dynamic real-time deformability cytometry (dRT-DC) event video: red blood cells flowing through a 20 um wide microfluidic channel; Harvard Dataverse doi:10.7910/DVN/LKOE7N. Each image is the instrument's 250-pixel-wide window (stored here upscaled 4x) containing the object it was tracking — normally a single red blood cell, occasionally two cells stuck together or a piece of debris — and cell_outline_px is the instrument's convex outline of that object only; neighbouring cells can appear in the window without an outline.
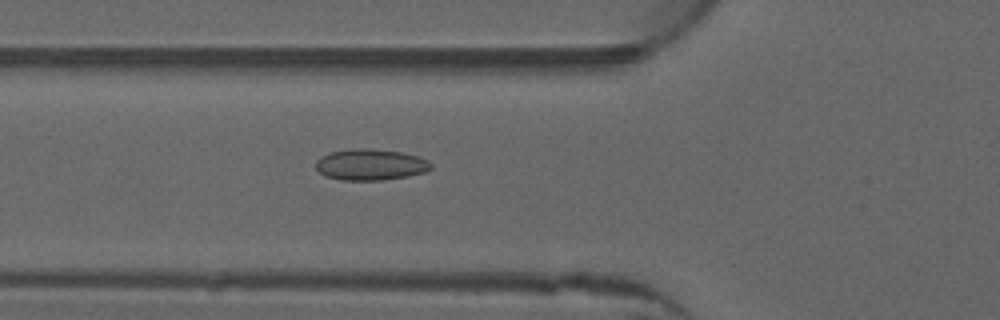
{"species": "common noctule bat (a hibernating species)", "species_latin": "Nyctalus noctula", "temperature_condition": "warm", "stored_images_in_passage": 43, "camera_frame_rate_fps": 3000, "um_per_image_px": 0.085, "animal": {"sex": "male", "forearm_length_mm": 52.5}, "frame": {"image": 1, "passage_image": 10, "time_ms": 3.0, "image_size_px": [1000, 320], "cell_outline_px": [[432, 168], [424, 172], [408, 176], [380, 180], [340, 180], [324, 176], [316, 168], [316, 160], [320, 156], [328, 152], [356, 148], [368, 148], [400, 152], [416, 156], [428, 160], [432, 164]], "centroid_in_image_um": [31.45, 13.99], "position_along_channel_um": 94.3, "area_um2": 20.98}}
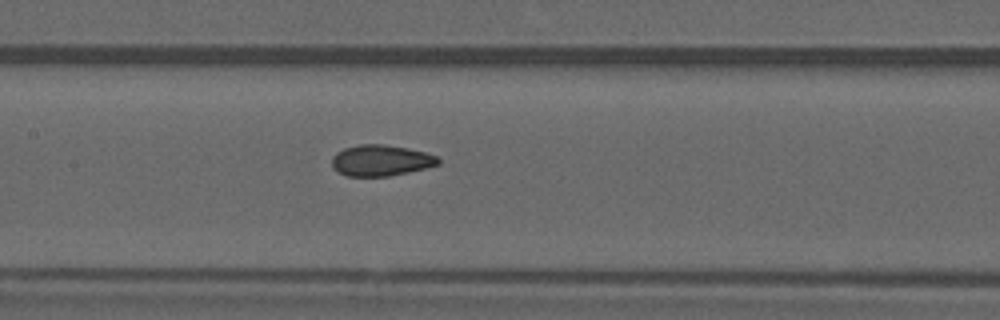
{"frame": {"image": 2, "passage_image": 16, "time_ms": 5.0, "image_size_px": [1000, 320], "cell_outline_px": [[440, 164], [408, 172], [388, 176], [348, 176], [332, 168], [332, 156], [336, 152], [344, 148], [360, 144], [384, 144], [408, 148], [424, 152], [436, 156], [440, 160]], "centroid_in_image_um": [32.35, 13.63], "position_along_channel_um": 175.0, "area_um2": 19.19}}
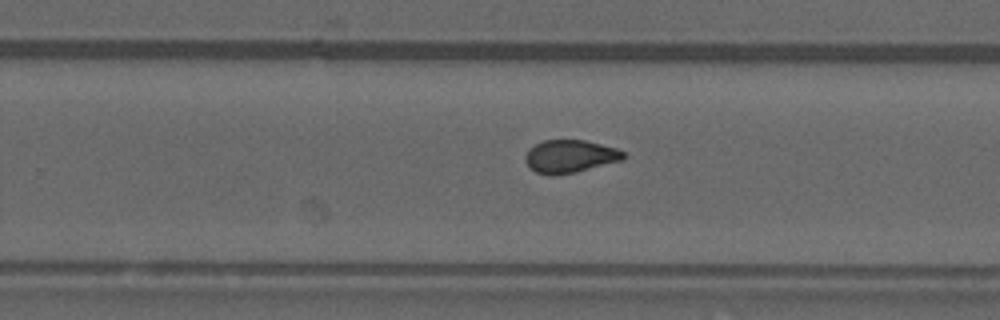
{"frame": {"image": 3, "passage_image": 24, "time_ms": 7.667, "image_size_px": [1000, 320], "cell_outline_px": [[624, 160], [576, 172], [556, 176], [548, 176], [536, 172], [528, 168], [524, 160], [524, 156], [528, 148], [544, 140], [584, 140], [616, 148], [624, 152]], "centroid_in_image_um": [48.4, 13.31], "position_along_channel_um": 281.4, "area_um2": 19.07}, "authors_computed_cell_mechanics": {"area_um2": 19.074, "velocity_mm_per_s": 4.0148, "shape_relaxation_time_tau1_ms": null, "shape_relaxation_time_tau2_ms": 1.4249, "deformation_change_tau1": null, "deformation_change_tau2": 0.0644}}